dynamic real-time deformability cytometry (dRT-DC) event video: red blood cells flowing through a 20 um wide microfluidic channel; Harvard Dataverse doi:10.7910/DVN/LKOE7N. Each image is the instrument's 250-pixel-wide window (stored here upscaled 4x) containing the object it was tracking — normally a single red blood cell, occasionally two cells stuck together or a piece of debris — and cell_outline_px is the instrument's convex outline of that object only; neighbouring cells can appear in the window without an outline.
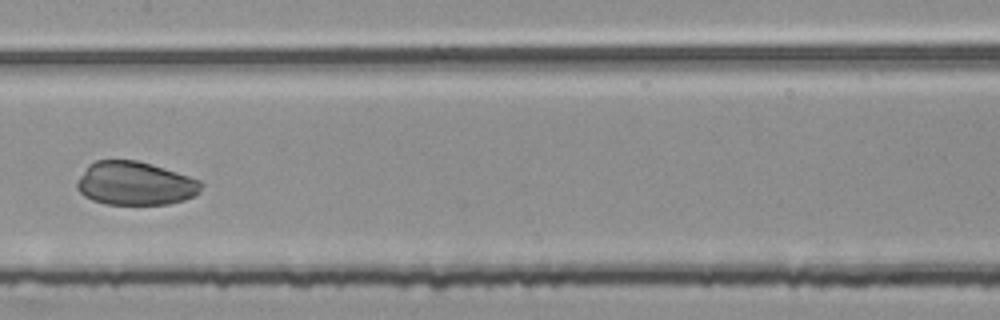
{"species": "common noctule bat (a hibernating species)", "species_latin": "Nyctalus noctula", "temperature_condition": "room temperature", "stored_images_in_passage": 5, "camera_frame_rate_fps": 3000, "um_per_image_px": 0.085, "animal": {"sex": "female", "body_mass_g": 25.1}, "frame": {"image": 1, "passage_image": 5, "time_ms": 1.333, "image_size_px": [1000, 320], "cell_outline_px": [[204, 184], [200, 192], [196, 196], [184, 200], [168, 204], [104, 204], [92, 200], [84, 196], [76, 188], [76, 180], [88, 164], [96, 160], [136, 160], [152, 164], [200, 180]], "centroid_in_image_um": [11.48, 15.59], "position_along_channel_um": 195.9, "area_um2": 31.79}}